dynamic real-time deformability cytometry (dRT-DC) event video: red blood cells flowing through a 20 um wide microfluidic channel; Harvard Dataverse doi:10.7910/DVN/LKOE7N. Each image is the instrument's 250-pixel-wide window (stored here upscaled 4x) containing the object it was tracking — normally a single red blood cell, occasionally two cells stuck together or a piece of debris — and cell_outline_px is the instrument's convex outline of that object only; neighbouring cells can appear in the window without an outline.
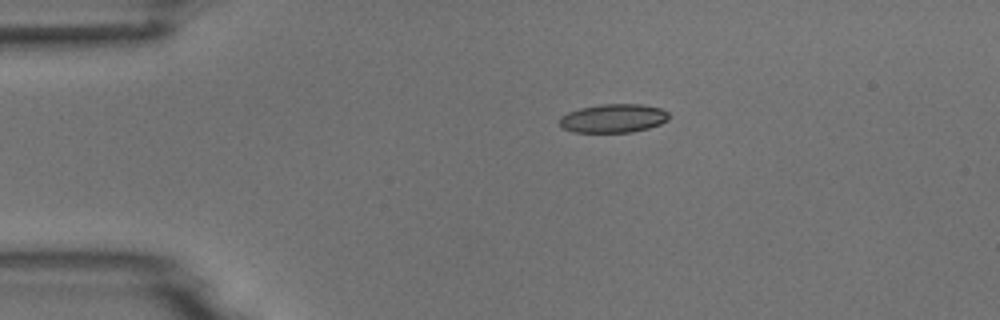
{"species": "common noctule bat (a hibernating species)", "species_latin": "Nyctalus noctula", "temperature_condition": "room temperature", "stored_images_in_passage": 2, "camera_frame_rate_fps": 3000, "um_per_image_px": 0.085, "animal": {"sex": "male", "body_mass_g": 18.8}, "frame": {"image": 1, "passage_image": 1, "time_ms": 0.0, "image_size_px": [1000, 320], "cell_outline_px": [[668, 120], [660, 124], [648, 128], [632, 132], [572, 132], [564, 128], [560, 124], [560, 116], [568, 112], [580, 108], [600, 104], [644, 104], [660, 108], [668, 112]], "centroid_in_image_um": [52.14, 10.05], "position_along_channel_um": 32.9, "area_um2": 18.26}}